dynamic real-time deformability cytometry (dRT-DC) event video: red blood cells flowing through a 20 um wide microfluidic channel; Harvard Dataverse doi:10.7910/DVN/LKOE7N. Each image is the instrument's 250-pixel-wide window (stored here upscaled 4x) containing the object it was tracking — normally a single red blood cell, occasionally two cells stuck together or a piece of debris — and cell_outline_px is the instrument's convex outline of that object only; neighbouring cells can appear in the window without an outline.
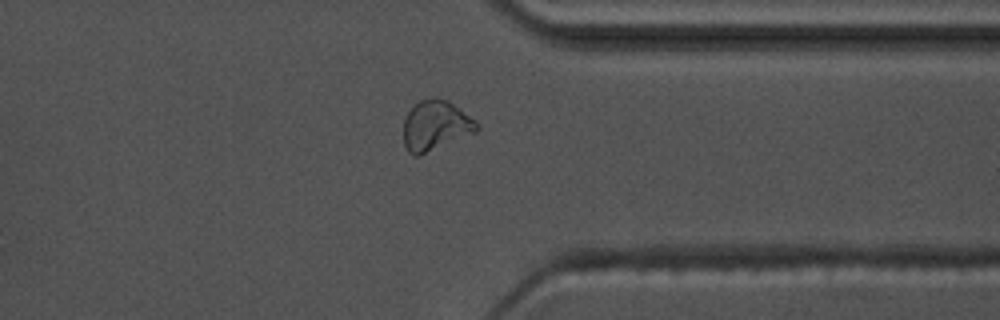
{"species": "common noctule bat (a hibernating species)", "species_latin": "Nyctalus noctula", "temperature_condition": "warm", "stored_images_in_passage": 45, "camera_frame_rate_fps": 3000, "um_per_image_px": 0.085, "animal": {"sex": "male", "body_mass_g": 17.5, "forearm_length_mm": 52.3}, "frame": {"image": 1, "passage_image": 33, "time_ms": 10.667, "image_size_px": [1000, 320], "cell_outline_px": [[480, 128], [476, 132], [420, 156], [416, 156], [408, 152], [404, 144], [404, 120], [408, 112], [420, 100], [436, 96], [448, 100], [480, 124]], "centroid_in_image_um": [37.03, 10.68], "position_along_channel_um": 374.4, "area_um2": 21.44}}
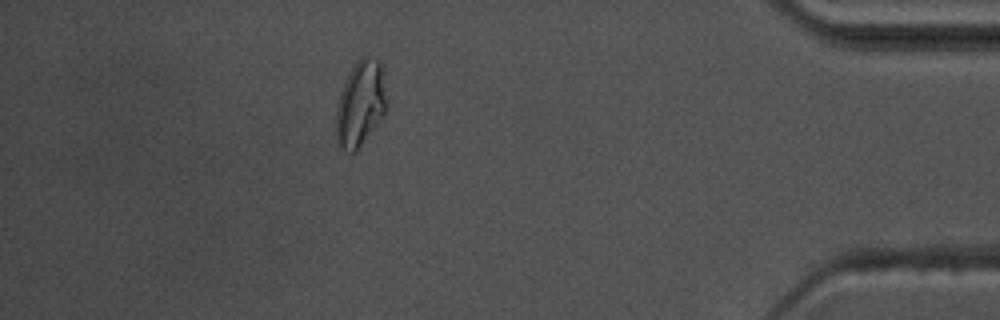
{"frame": {"image": 2, "passage_image": 39, "time_ms": 12.667, "image_size_px": [1000, 320], "cell_outline_px": [[388, 108], [356, 152], [348, 152], [340, 148], [336, 140], [336, 108], [340, 92], [352, 68], [360, 56], [372, 56], [380, 60], [388, 104]], "centroid_in_image_um": [30.64, 8.8], "position_along_channel_um": 404.6, "area_um2": 25.32}, "authors_computed_cell_mechanics": {"area_um2": 18.9584, "velocity_mm_per_s": 3.6259, "shape_relaxation_time_tau1_ms": 8.084, "shape_relaxation_time_tau2_ms": 3.2701, "deformation_change_tau1": 0.2184, "deformation_change_tau2": 0.1021}}